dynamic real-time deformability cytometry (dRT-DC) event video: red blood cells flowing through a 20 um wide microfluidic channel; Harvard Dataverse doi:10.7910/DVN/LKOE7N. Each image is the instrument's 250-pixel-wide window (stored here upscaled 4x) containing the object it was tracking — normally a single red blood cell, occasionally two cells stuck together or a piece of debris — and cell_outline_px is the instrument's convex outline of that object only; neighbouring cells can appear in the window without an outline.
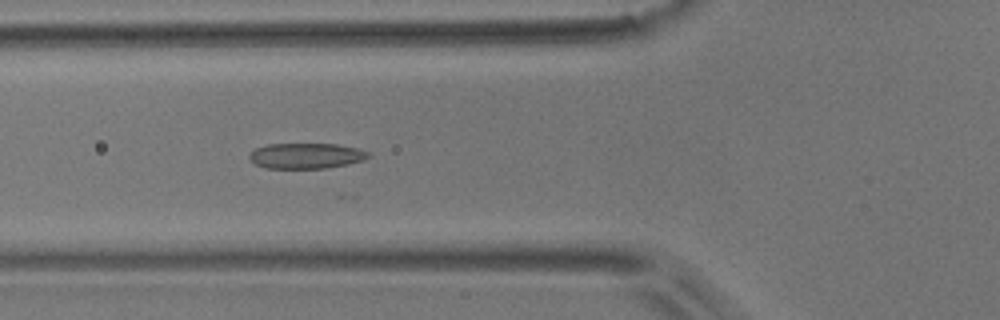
{"species": "common noctule bat (a hibernating species)", "species_latin": "Nyctalus noctula", "temperature_condition": "room temperature", "stored_images_in_passage": 5, "camera_frame_rate_fps": 3000, "um_per_image_px": 0.085, "animal": {"sex": "male", "body_mass_g": 17.9}, "frame": {"image": 1, "passage_image": 5, "time_ms": 4.333, "image_size_px": [1000, 320], "cell_outline_px": [[372, 156], [364, 160], [348, 164], [324, 168], [264, 168], [256, 164], [248, 156], [256, 148], [268, 144], [336, 144], [360, 148], [368, 152]], "centroid_in_image_um": [26.07, 13.24], "position_along_channel_um": 99.7, "area_um2": 17.69}}